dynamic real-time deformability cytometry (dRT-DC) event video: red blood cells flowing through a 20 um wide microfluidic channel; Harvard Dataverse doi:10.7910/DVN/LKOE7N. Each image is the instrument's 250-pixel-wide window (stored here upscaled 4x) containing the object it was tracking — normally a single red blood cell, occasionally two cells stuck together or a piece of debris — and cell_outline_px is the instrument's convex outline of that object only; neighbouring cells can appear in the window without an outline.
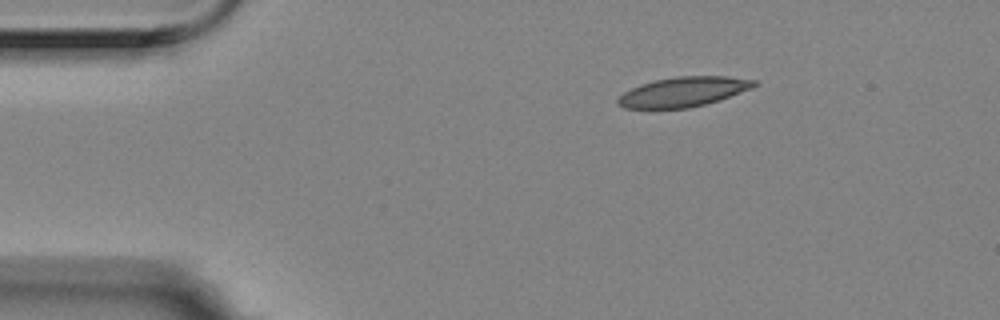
{"species": "Egyptian fruit bat (a non-hibernating species)", "species_latin": "Rousettus aegyptiacus", "temperature_condition": "room temperature", "stored_images_in_passage": 4, "camera_frame_rate_fps": 3000, "um_per_image_px": 0.085, "animal": {"sex": "female"}, "frame": {"image": 1, "passage_image": 1, "time_ms": 0.0, "image_size_px": [1000, 320], "cell_outline_px": [[760, 84], [752, 88], [720, 100], [688, 108], [624, 108], [616, 104], [616, 100], [624, 92], [640, 84], [656, 80], [676, 76], [728, 76], [756, 80]], "centroid_in_image_um": [58.11, 7.8], "position_along_channel_um": 26.9, "area_um2": 23.64}}